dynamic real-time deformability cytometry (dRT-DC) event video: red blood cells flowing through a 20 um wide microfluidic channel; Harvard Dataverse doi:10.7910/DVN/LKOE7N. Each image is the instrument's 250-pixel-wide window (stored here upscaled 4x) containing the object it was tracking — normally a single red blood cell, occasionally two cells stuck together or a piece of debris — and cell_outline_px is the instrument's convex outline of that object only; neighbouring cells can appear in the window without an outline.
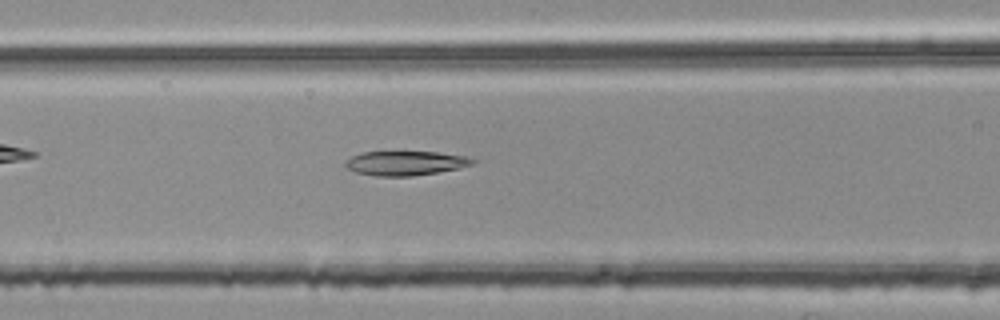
{"species": "common noctule bat (a hibernating species)", "species_latin": "Nyctalus noctula", "temperature_condition": "room temperature", "stored_images_in_passage": 41, "camera_frame_rate_fps": 3000, "um_per_image_px": 0.085, "animal": {"sex": "female", "body_mass_g": 25.1}, "frame": {"image": 1, "passage_image": 11, "time_ms": 3.333, "image_size_px": [1000, 320], "cell_outline_px": [[476, 164], [460, 168], [412, 176], [376, 176], [356, 172], [348, 168], [344, 164], [344, 160], [352, 156], [364, 152], [436, 152], [468, 156], [476, 160]], "centroid_in_image_um": [34.5, 13.86], "position_along_channel_um": 132.1, "area_um2": 18.09}}
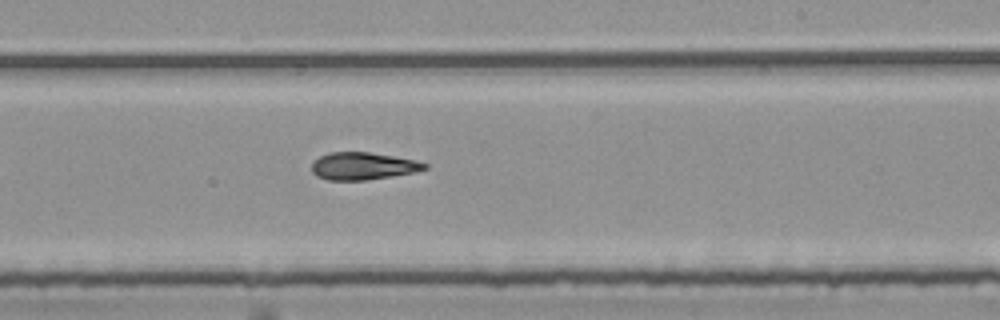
{"frame": {"image": 2, "passage_image": 21, "time_ms": 6.667, "image_size_px": [1000, 320], "cell_outline_px": [[428, 168], [412, 172], [392, 176], [364, 180], [328, 180], [316, 176], [312, 172], [312, 164], [320, 156], [328, 152], [368, 152], [416, 160], [428, 164]], "centroid_in_image_um": [30.83, 14.11], "position_along_channel_um": 258.2, "area_um2": 17.86}}
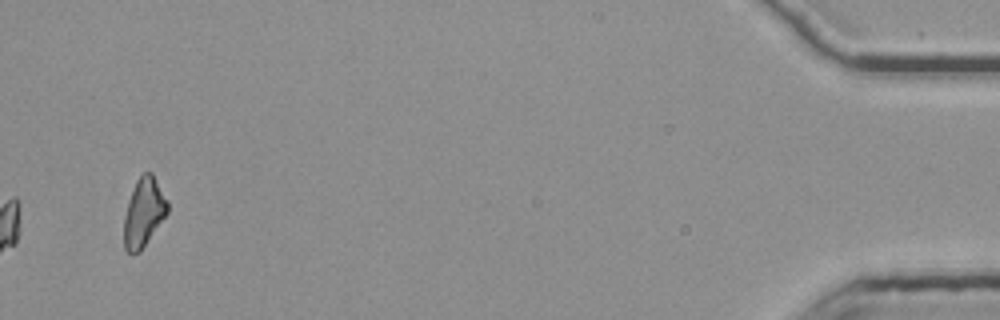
{"frame": {"image": 3, "passage_image": 41, "time_ms": 13.333, "image_size_px": [1000, 320], "cell_outline_px": [[168, 212], [140, 252], [132, 256], [124, 248], [124, 216], [128, 200], [136, 180], [144, 172], [152, 172], [168, 200]], "centroid_in_image_um": [12.21, 18.06], "position_along_channel_um": 423.0, "area_um2": 17.57}, "authors_computed_cell_mechanics": {"area_um2": 18.3226, "velocity_mm_per_s": 3.7887, "shape_relaxation_time_tau1_ms": 7.0134, "shape_relaxation_time_tau2_ms": 5.924, "deformation_change_tau1": 0.1917, "deformation_change_tau2": 0.1432}}